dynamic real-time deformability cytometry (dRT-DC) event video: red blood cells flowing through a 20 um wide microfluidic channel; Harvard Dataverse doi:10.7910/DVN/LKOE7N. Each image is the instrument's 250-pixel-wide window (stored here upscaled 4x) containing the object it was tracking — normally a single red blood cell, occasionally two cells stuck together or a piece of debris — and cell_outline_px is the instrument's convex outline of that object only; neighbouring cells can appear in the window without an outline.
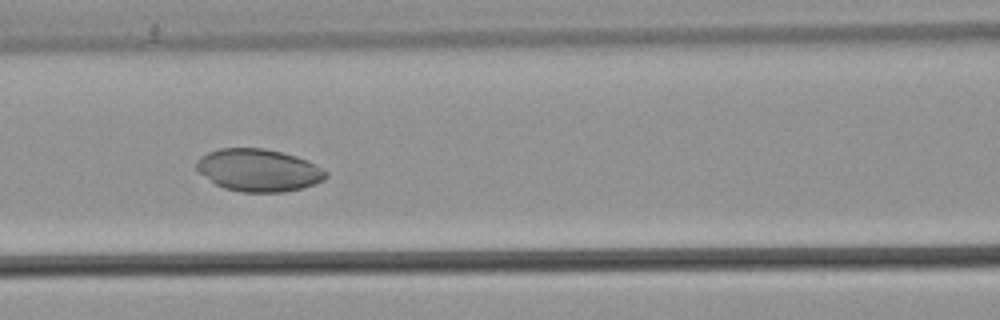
{"species": "common noctule bat (a hibernating species)", "species_latin": "Nyctalus noctula", "temperature_condition": "warm", "stored_images_in_passage": 54, "camera_frame_rate_fps": 3000, "um_per_image_px": 0.085, "animal": {"sex": "male", "body_mass_g": 21.5, "forearm_length_mm": 52.0}, "frame": {"image": 1, "passage_image": 25, "time_ms": 8.0, "image_size_px": [1000, 320], "cell_outline_px": [[328, 176], [324, 180], [316, 184], [304, 188], [284, 192], [240, 192], [224, 188], [216, 184], [196, 172], [196, 160], [200, 156], [208, 152], [220, 148], [264, 148], [296, 156], [308, 160], [328, 172]], "centroid_in_image_um": [21.97, 14.47], "position_along_channel_um": 144.6, "area_um2": 32.37}}
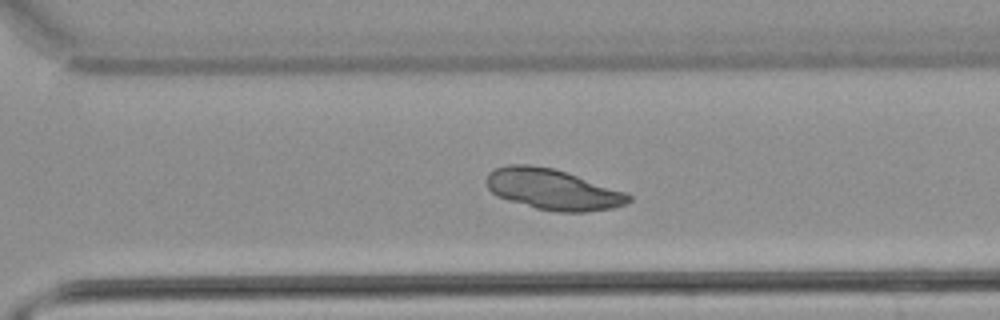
{"frame": {"image": 2, "passage_image": 39, "time_ms": 12.667, "image_size_px": [1000, 320], "cell_outline_px": [[632, 200], [624, 204], [612, 208], [584, 212], [560, 212], [536, 208], [508, 200], [496, 196], [488, 188], [484, 180], [488, 172], [496, 168], [508, 164], [532, 164], [552, 168], [624, 192], [632, 196]], "centroid_in_image_um": [46.91, 16.09], "position_along_channel_um": 323.7, "area_um2": 33.47}}
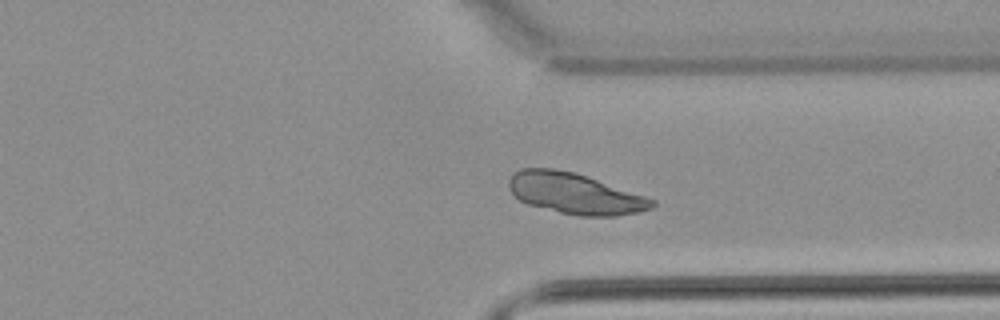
{"frame": {"image": 3, "passage_image": 42, "time_ms": 13.667, "image_size_px": [1000, 320], "cell_outline_px": [[656, 204], [652, 208], [640, 212], [616, 216], [580, 216], [560, 212], [528, 204], [520, 200], [508, 188], [508, 180], [520, 168], [552, 168], [572, 172], [656, 200]], "centroid_in_image_um": [48.86, 16.46], "position_along_channel_um": 362.5, "area_um2": 33.58}}